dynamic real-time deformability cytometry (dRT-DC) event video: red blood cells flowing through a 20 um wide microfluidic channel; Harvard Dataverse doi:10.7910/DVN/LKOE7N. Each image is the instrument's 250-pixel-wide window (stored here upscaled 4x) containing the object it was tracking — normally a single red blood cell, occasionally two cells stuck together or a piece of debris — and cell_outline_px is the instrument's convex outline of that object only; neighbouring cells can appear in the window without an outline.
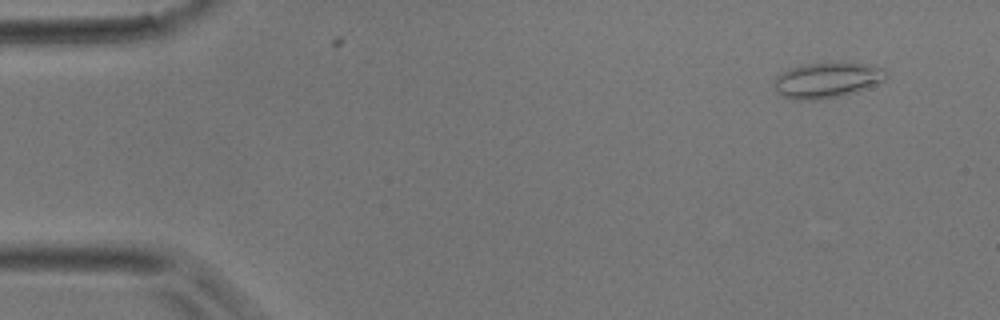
{"species": "common noctule bat (a hibernating species)", "species_latin": "Nyctalus noctula", "temperature_condition": "room temperature", "stored_images_in_passage": 4, "camera_frame_rate_fps": 3000, "um_per_image_px": 0.085, "animal": {"sex": "male", "body_mass_g": 17.9}, "frame": {"image": 1, "passage_image": 1, "time_ms": 0.0, "image_size_px": [1000, 320], "cell_outline_px": [[888, 76], [884, 80], [852, 92], [836, 96], [816, 100], [796, 100], [780, 96], [776, 92], [772, 80], [776, 76], [788, 68], [808, 64], [868, 64], [888, 68]], "centroid_in_image_um": [70.24, 6.82], "position_along_channel_um": 14.8, "area_um2": 22.83}}